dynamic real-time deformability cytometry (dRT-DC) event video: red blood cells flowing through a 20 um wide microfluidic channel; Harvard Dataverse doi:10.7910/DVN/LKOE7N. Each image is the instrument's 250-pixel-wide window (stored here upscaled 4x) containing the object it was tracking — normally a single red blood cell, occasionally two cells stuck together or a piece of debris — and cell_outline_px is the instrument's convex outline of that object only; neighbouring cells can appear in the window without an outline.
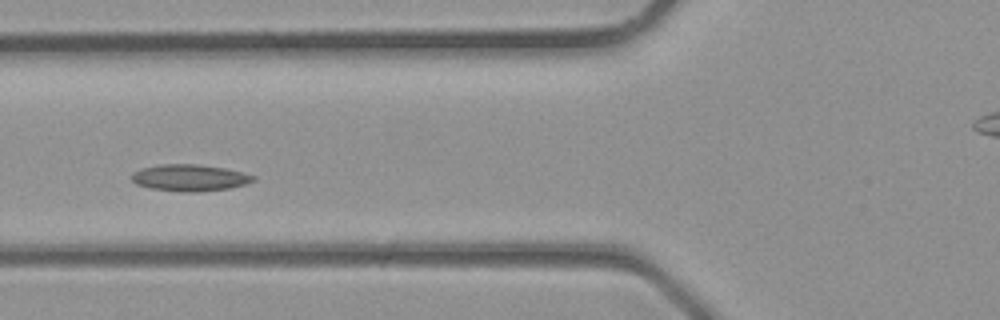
{"species": "common noctule bat (a hibernating species)", "species_latin": "Nyctalus noctula", "temperature_condition": "room temperature", "stored_images_in_passage": 3, "camera_frame_rate_fps": 3000, "um_per_image_px": 0.085, "animal": {"sex": "male", "body_mass_g": 23.1, "forearm_length_mm": 52.7}, "frame": {"image": 1, "passage_image": 3, "time_ms": 0.667, "image_size_px": [1000, 320], "cell_outline_px": [[256, 180], [244, 184], [228, 188], [196, 192], [184, 192], [152, 188], [136, 184], [132, 180], [132, 172], [140, 168], [160, 164], [196, 164], [224, 168], [244, 172], [256, 176]], "centroid_in_image_um": [16.12, 15.1], "position_along_channel_um": 109.7, "area_um2": 18.84}}